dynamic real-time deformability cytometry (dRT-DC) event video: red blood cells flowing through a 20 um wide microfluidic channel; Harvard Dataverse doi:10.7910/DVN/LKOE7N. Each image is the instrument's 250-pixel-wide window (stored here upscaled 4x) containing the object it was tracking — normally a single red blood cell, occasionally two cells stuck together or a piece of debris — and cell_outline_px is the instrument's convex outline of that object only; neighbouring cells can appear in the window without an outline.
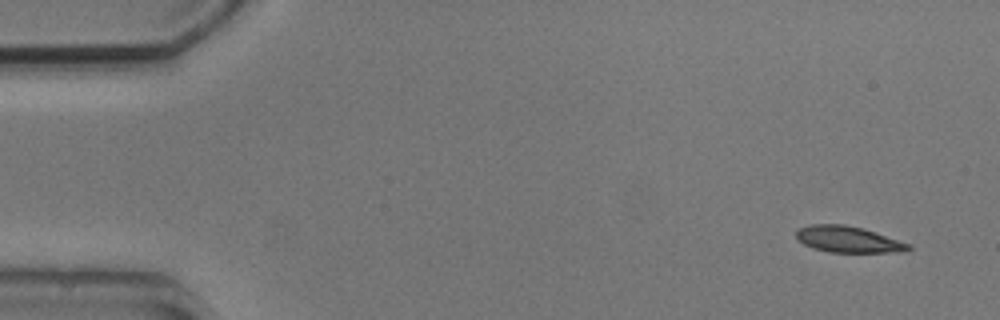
{"species": "common noctule bat (a hibernating species)", "species_latin": "Nyctalus noctula", "temperature_condition": "cold", "stored_images_in_passage": 6, "camera_frame_rate_fps": 3000, "um_per_image_px": 0.085, "animal": {"sex": "male", "body_mass_g": 20.5, "forearm_length_mm": 52.5}, "frame": {"image": 1, "passage_image": 1, "time_ms": 0.0, "image_size_px": [1000, 320], "cell_outline_px": [[912, 248], [900, 252], [828, 252], [812, 248], [796, 240], [796, 228], [812, 224], [844, 224], [876, 232], [912, 244]], "centroid_in_image_um": [72.07, 20.34], "position_along_channel_um": 12.9, "area_um2": 17.34}}
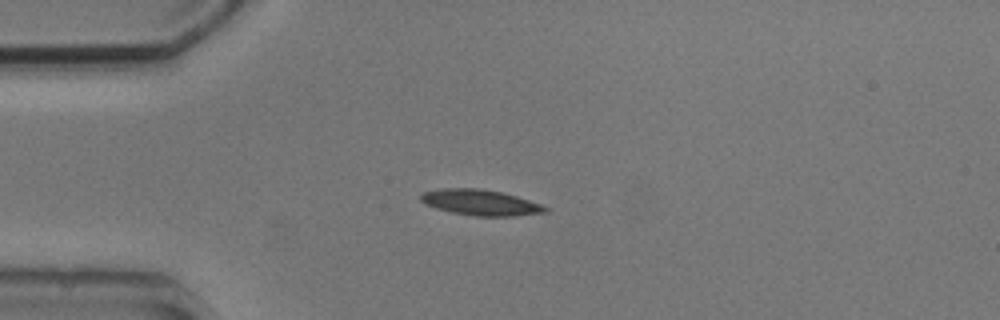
{"frame": {"image": 2, "passage_image": 4, "time_ms": 3.333, "image_size_px": [1000, 320], "cell_outline_px": [[548, 212], [516, 216], [476, 216], [452, 212], [436, 208], [424, 204], [420, 200], [420, 196], [424, 192], [444, 188], [480, 188], [504, 192], [540, 204], [548, 208]], "centroid_in_image_um": [40.85, 17.21], "position_along_channel_um": 44.2, "area_um2": 18.67}}
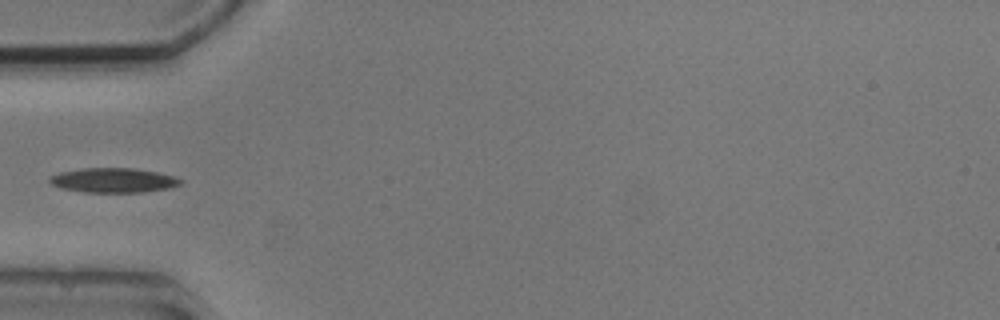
{"frame": {"image": 3, "passage_image": 5, "time_ms": 4.667, "image_size_px": [1000, 320], "cell_outline_px": [[184, 184], [168, 188], [144, 192], [84, 192], [60, 188], [52, 184], [48, 180], [48, 176], [60, 172], [80, 168], [136, 168], [176, 176], [184, 180]], "centroid_in_image_um": [9.66, 15.32], "position_along_channel_um": 75.3, "area_um2": 19.02}}